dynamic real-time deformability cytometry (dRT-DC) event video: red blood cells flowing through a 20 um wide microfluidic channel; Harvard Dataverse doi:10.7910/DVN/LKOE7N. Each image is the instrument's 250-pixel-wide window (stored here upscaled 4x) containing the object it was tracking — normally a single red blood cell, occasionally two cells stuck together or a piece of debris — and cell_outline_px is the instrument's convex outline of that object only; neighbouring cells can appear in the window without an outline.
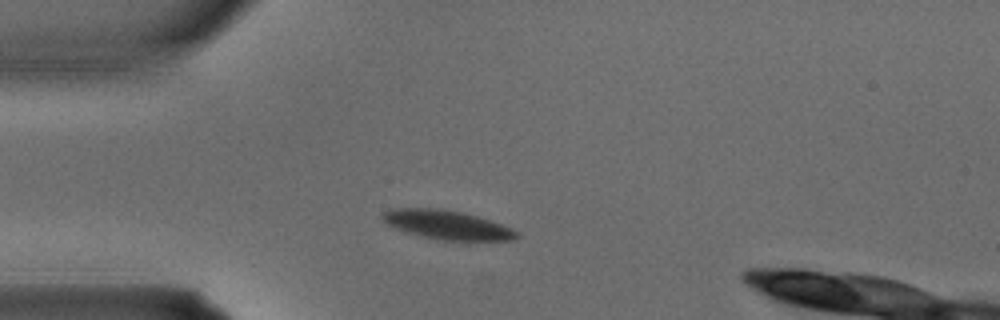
{"species": "common noctule bat (a hibernating species)", "species_latin": "Nyctalus noctula", "temperature_condition": "warm", "stored_images_in_passage": 1, "camera_frame_rate_fps": 3000, "um_per_image_px": 0.085, "animal": {"sex": "male", "body_mass_g": 15.6}, "frame": {"image": 1, "passage_image": 1, "time_ms": 0.0, "image_size_px": [1000, 320], "cell_outline_px": [[520, 236], [516, 240], [436, 240], [416, 236], [404, 232], [380, 220], [380, 212], [400, 208], [436, 208], [464, 212], [512, 228], [520, 232]], "centroid_in_image_um": [37.96, 19.12], "position_along_channel_um": 47.0, "area_um2": 22.95}}